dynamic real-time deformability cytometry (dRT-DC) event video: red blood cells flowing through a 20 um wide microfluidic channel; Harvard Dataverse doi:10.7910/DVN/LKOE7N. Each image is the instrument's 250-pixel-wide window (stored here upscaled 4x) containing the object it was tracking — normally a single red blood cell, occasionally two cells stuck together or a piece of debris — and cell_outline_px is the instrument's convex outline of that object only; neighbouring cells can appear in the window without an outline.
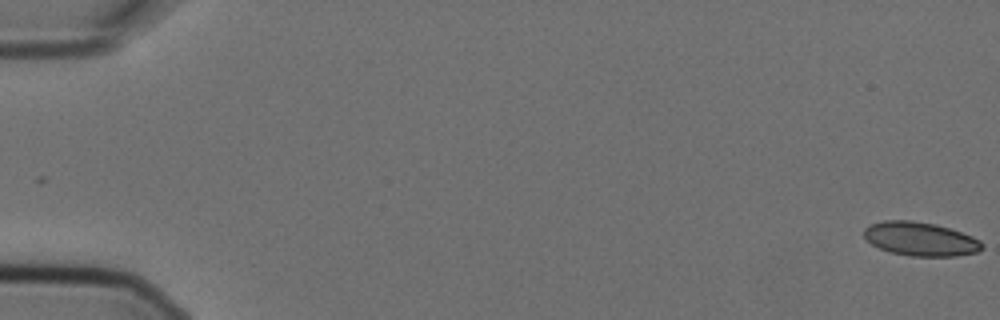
{"species": "Egyptian fruit bat (a non-hibernating species)", "species_latin": "Rousettus aegyptiacus", "temperature_condition": "cold", "stored_images_in_passage": 8, "camera_frame_rate_fps": 3000, "um_per_image_px": 0.085, "animal": {"sex": "female"}, "frame": {"image": 1, "passage_image": 1, "time_ms": 0.0, "image_size_px": [1000, 320], "cell_outline_px": [[984, 244], [976, 252], [956, 256], [912, 256], [888, 252], [872, 244], [864, 236], [864, 228], [872, 224], [884, 220], [912, 220], [936, 224], [972, 236], [980, 240]], "centroid_in_image_um": [78.22, 20.31], "position_along_channel_um": 6.8, "area_um2": 23.12}}
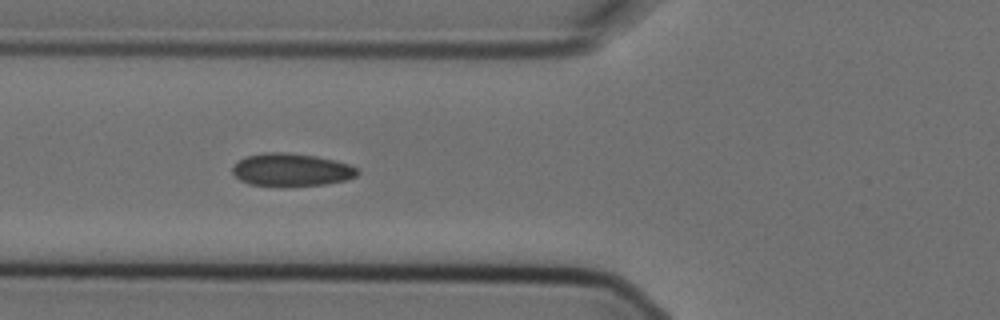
{"frame": {"image": 2, "passage_image": 7, "time_ms": 2.0, "image_size_px": [1000, 320], "cell_outline_px": [[360, 172], [356, 176], [348, 180], [324, 184], [284, 188], [248, 184], [240, 180], [232, 172], [232, 168], [244, 156], [264, 152], [288, 152], [316, 156], [336, 160], [348, 164], [356, 168]], "centroid_in_image_um": [24.76, 14.45], "position_along_channel_um": 101.0, "area_um2": 24.51}}
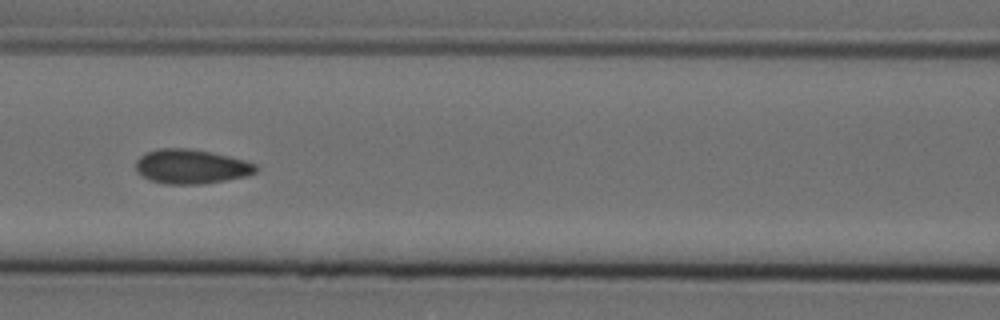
{"frame": {"image": 3, "passage_image": 8, "time_ms": 2.333, "image_size_px": [1000, 320], "cell_outline_px": [[260, 168], [256, 172], [248, 176], [200, 184], [164, 184], [148, 180], [136, 172], [136, 160], [144, 152], [160, 148], [188, 148], [212, 152], [244, 160], [256, 164]], "centroid_in_image_um": [16.23, 14.15], "position_along_channel_um": 150.4, "area_um2": 24.33}}